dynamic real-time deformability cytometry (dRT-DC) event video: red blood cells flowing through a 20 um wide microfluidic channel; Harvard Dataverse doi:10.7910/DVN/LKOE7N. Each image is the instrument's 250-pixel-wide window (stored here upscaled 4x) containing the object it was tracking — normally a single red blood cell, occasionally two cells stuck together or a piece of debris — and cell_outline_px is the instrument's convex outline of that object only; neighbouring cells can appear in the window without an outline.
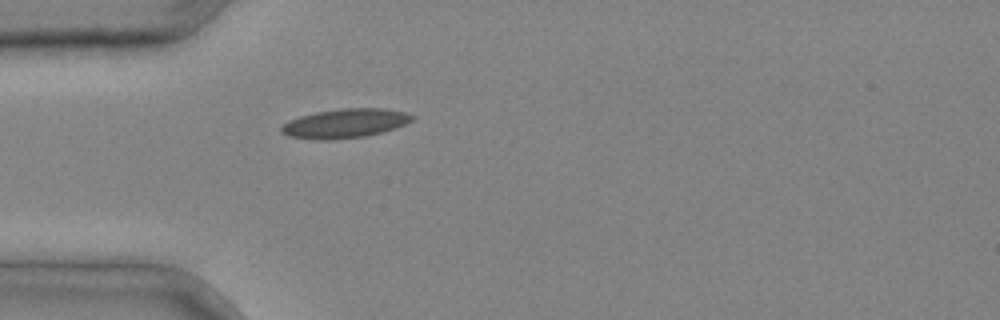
{"species": "common noctule bat (a hibernating species)", "species_latin": "Nyctalus noctula", "temperature_condition": "cold", "stored_images_in_passage": 1, "camera_frame_rate_fps": 3000, "um_per_image_px": 0.085, "animal": {"sex": "male", "body_mass_g": 20.4}, "frame": {"image": 1, "passage_image": 1, "time_ms": 0.0, "image_size_px": [1000, 320], "cell_outline_px": [[416, 116], [412, 120], [396, 128], [364, 136], [332, 140], [312, 140], [288, 136], [280, 132], [280, 128], [288, 120], [300, 116], [316, 112], [344, 108], [380, 108], [404, 112]], "centroid_in_image_um": [29.28, 10.49], "position_along_channel_um": 55.7, "area_um2": 22.2}}